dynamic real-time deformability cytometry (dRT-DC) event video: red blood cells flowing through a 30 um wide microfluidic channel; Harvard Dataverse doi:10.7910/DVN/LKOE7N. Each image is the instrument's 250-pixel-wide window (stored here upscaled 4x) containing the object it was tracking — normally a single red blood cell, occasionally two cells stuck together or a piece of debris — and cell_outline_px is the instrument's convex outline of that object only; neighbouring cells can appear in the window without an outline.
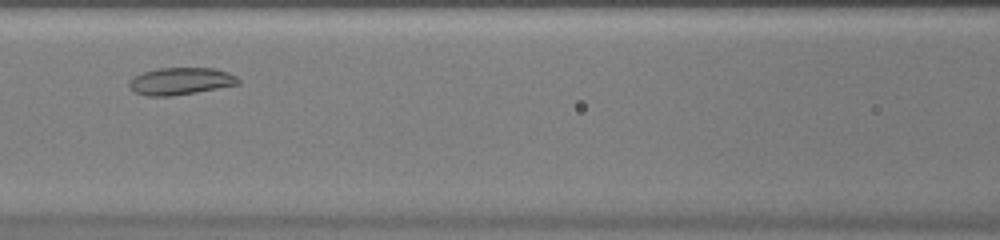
{"species": "common noctule bat (a hibernating species)", "species_latin": "Nyctalus noctula", "temperature_condition": "warm", "stored_images_in_passage": 26, "camera_frame_rate_fps": 3000, "um_per_image_px": 0.085, "animal": {"sex": "female", "body_mass_g": 20.0, "forearm_length_mm": 54.0}, "frame": {"image": 1, "passage_image": 8, "time_ms": 2.333, "image_size_px": [1000, 240], "cell_outline_px": [[240, 84], [196, 92], [172, 96], [148, 96], [136, 92], [128, 84], [128, 80], [132, 76], [144, 72], [160, 68], [212, 68], [228, 72], [236, 76], [240, 80]], "centroid_in_image_um": [15.35, 6.9], "position_along_channel_um": 151.2, "area_um2": 17.22}}
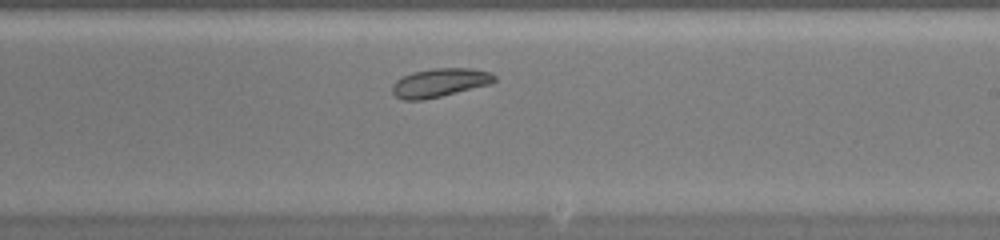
{"frame": {"image": 2, "passage_image": 15, "time_ms": 4.667, "image_size_px": [1000, 240], "cell_outline_px": [[496, 80], [492, 84], [440, 96], [420, 100], [404, 100], [396, 96], [392, 92], [392, 84], [396, 80], [412, 72], [432, 68], [472, 68], [488, 72], [496, 76]], "centroid_in_image_um": [37.38, 7.02], "position_along_channel_um": 251.6, "area_um2": 16.99}}
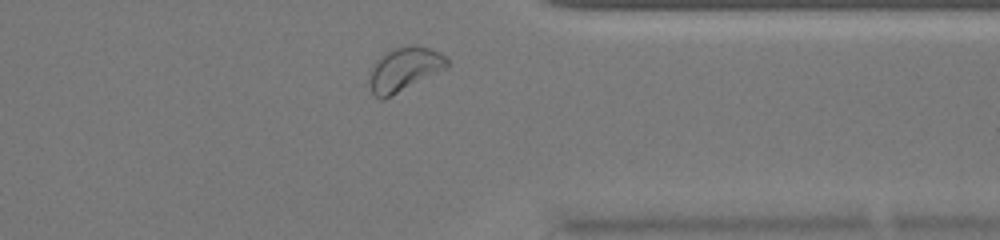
{"frame": {"image": 3, "passage_image": 24, "time_ms": 7.667, "image_size_px": [1000, 240], "cell_outline_px": [[448, 68], [384, 100], [380, 100], [372, 92], [368, 84], [368, 80], [372, 68], [376, 60], [380, 56], [396, 48], [408, 44], [428, 48], [444, 56], [448, 60]], "centroid_in_image_um": [34.35, 5.92], "position_along_channel_um": 377.1, "area_um2": 19.83}}